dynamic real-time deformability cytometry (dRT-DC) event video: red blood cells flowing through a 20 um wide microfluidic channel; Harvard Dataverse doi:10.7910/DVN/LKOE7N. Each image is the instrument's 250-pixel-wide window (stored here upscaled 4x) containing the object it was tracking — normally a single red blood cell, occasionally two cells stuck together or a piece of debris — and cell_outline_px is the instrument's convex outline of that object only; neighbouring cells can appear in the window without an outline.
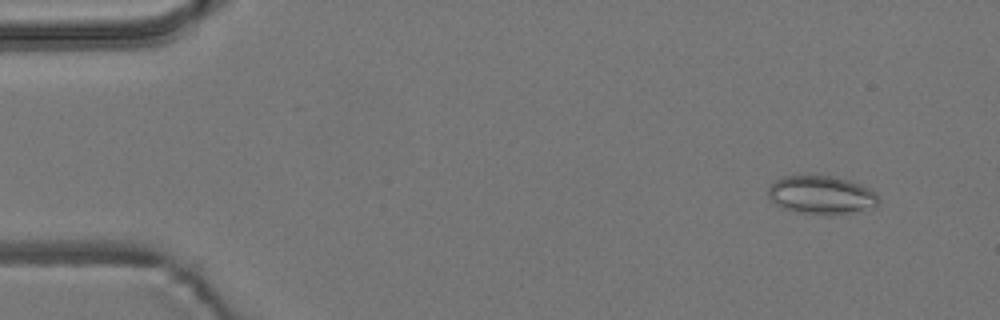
{"species": "common noctule bat (a hibernating species)", "species_latin": "Nyctalus noctula", "temperature_condition": "room temperature", "stored_images_in_passage": 56, "camera_frame_rate_fps": 3000, "um_per_image_px": 0.085, "animal": {"sex": "male", "body_mass_g": 19.2, "forearm_length_mm": 51.8}, "frame": {"image": 1, "passage_image": 5, "time_ms": 1.333, "image_size_px": [1000, 320], "cell_outline_px": [[880, 204], [876, 208], [832, 216], [796, 212], [784, 208], [776, 204], [768, 196], [768, 188], [776, 180], [784, 176], [816, 172], [836, 176], [860, 184], [876, 192], [880, 200]], "centroid_in_image_um": [69.86, 16.55], "position_along_channel_um": 15.1, "area_um2": 25.78}}
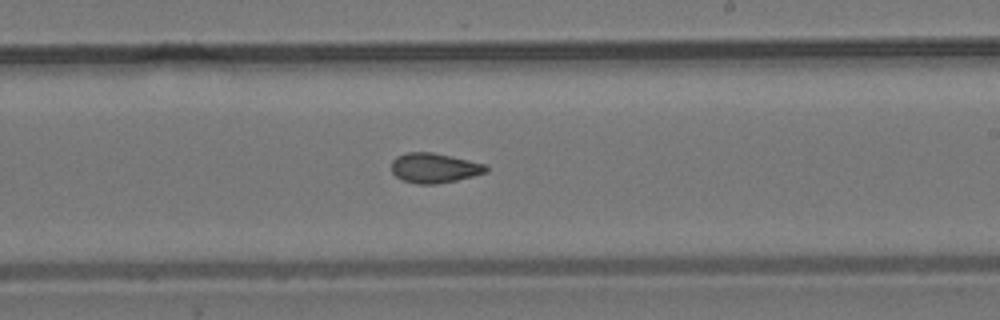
{"frame": {"image": 2, "passage_image": 33, "time_ms": 10.667, "image_size_px": [1000, 320], "cell_outline_px": [[488, 172], [456, 180], [436, 184], [416, 184], [404, 180], [396, 176], [392, 172], [392, 160], [396, 156], [408, 152], [432, 152], [468, 160], [484, 164], [488, 168]], "centroid_in_image_um": [36.9, 14.27], "position_along_channel_um": 252.1, "area_um2": 16.3}}
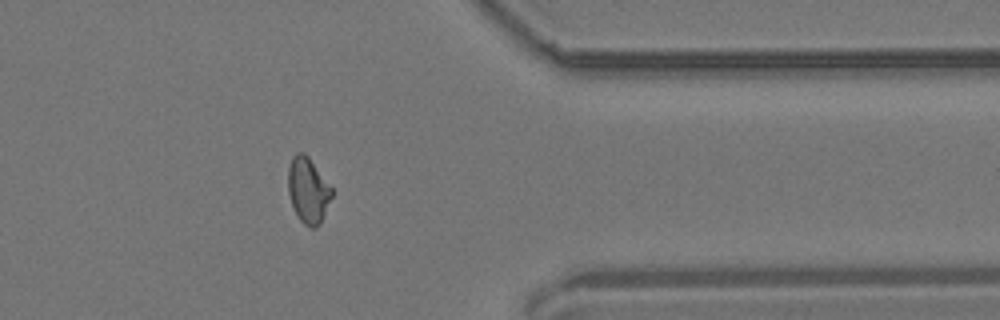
{"frame": {"image": 3, "passage_image": 45, "time_ms": 14.667, "image_size_px": [1000, 320], "cell_outline_px": [[332, 196], [320, 224], [316, 228], [312, 228], [304, 224], [300, 220], [292, 204], [288, 192], [288, 168], [292, 156], [296, 152], [304, 152], [308, 156], [332, 188]], "centroid_in_image_um": [26.18, 16.16], "position_along_channel_um": 385.2, "area_um2": 16.59}, "authors_computed_cell_mechanics": {"area_um2": 16.6464, "velocity_mm_per_s": 3.7168, "shape_relaxation_time_tau1_ms": null, "shape_relaxation_time_tau2_ms": 2.8899, "deformation_change_tau1": null, "deformation_change_tau2": 0.0719}}